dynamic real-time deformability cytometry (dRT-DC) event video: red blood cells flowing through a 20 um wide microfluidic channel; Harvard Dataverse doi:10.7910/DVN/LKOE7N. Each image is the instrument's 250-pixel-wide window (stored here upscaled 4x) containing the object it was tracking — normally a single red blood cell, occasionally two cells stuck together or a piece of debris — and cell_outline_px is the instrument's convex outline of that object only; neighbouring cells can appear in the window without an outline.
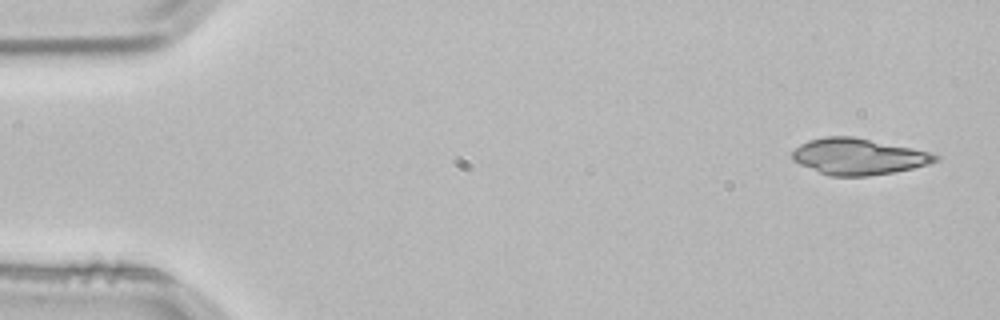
{"species": "common noctule bat (a hibernating species)", "species_latin": "Nyctalus noctula", "temperature_condition": "room temperature", "stored_images_in_passage": 3, "camera_frame_rate_fps": 3000, "um_per_image_px": 0.085, "animal": {"sex": "male", "body_mass_g": 21.5, "forearm_length_mm": 52.0}, "frame": {"image": 1, "passage_image": 1, "time_ms": 0.0, "image_size_px": [1000, 320], "cell_outline_px": [[940, 160], [928, 164], [912, 168], [892, 172], [868, 176], [828, 176], [800, 164], [792, 160], [792, 152], [800, 144], [808, 140], [824, 136], [852, 136], [912, 148], [928, 152], [940, 156]], "centroid_in_image_um": [72.94, 13.3], "position_along_channel_um": 12.1, "area_um2": 30.11}}
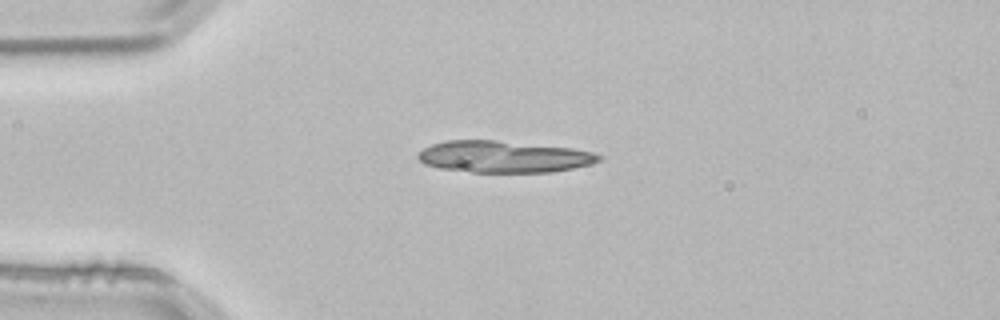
{"frame": {"image": 2, "passage_image": 3, "time_ms": 0.667, "image_size_px": [1000, 320], "cell_outline_px": [[604, 156], [600, 160], [592, 164], [552, 172], [472, 172], [440, 168], [424, 164], [416, 156], [424, 148], [432, 144], [444, 140], [496, 140], [572, 148], [592, 152]], "centroid_in_image_um": [42.82, 13.32], "position_along_channel_um": 42.2, "area_um2": 33.41}}